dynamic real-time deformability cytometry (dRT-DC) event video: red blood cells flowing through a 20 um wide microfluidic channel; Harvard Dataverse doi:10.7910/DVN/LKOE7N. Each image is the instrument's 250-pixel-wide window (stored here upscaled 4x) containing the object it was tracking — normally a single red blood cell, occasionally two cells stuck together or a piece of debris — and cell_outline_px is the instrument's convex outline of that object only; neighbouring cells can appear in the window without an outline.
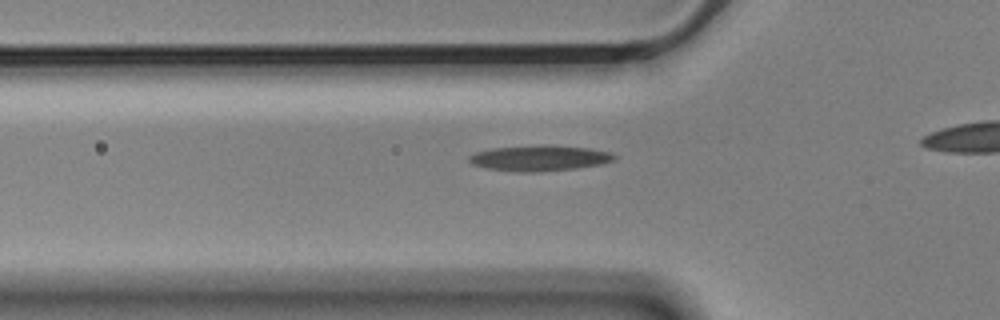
{"species": "Egyptian fruit bat (a non-hibernating species)", "species_latin": "Rousettus aegyptiacus", "temperature_condition": "cold", "stored_images_in_passage": 33, "segment_of_instrument_passage": [1, 2], "camera_frame_rate_fps": 3000, "um_per_image_px": 0.085, "animal": {"sex": "male"}, "frame": {"image": 1, "passage_image": 6, "time_ms": 1.667, "image_size_px": [1000, 320], "cell_outline_px": [[616, 160], [604, 164], [576, 168], [536, 172], [524, 172], [488, 168], [472, 164], [468, 160], [468, 156], [476, 152], [492, 148], [544, 144], [548, 144], [588, 148], [612, 152], [616, 156]], "centroid_in_image_um": [45.91, 13.42], "position_along_channel_um": 79.9, "area_um2": 21.85}}
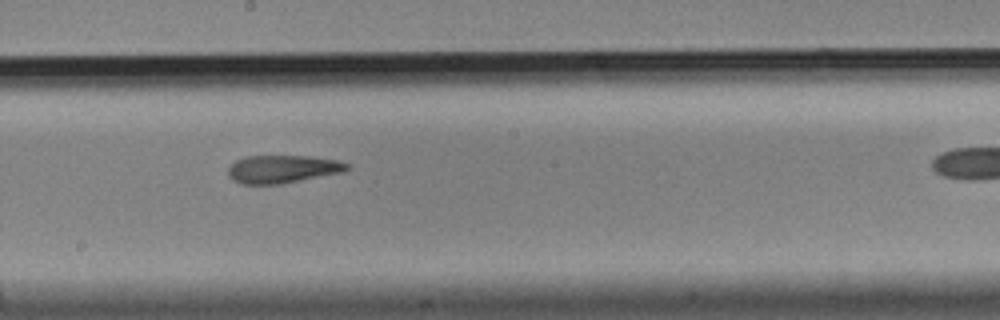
{"frame": {"image": 2, "passage_image": 18, "time_ms": 5.667, "image_size_px": [1000, 320], "cell_outline_px": [[352, 168], [344, 172], [280, 184], [240, 184], [232, 180], [228, 176], [228, 168], [236, 160], [244, 156], [312, 156], [340, 160], [352, 164]], "centroid_in_image_um": [24.07, 14.36], "position_along_channel_um": 224.1, "area_um2": 19.71}}
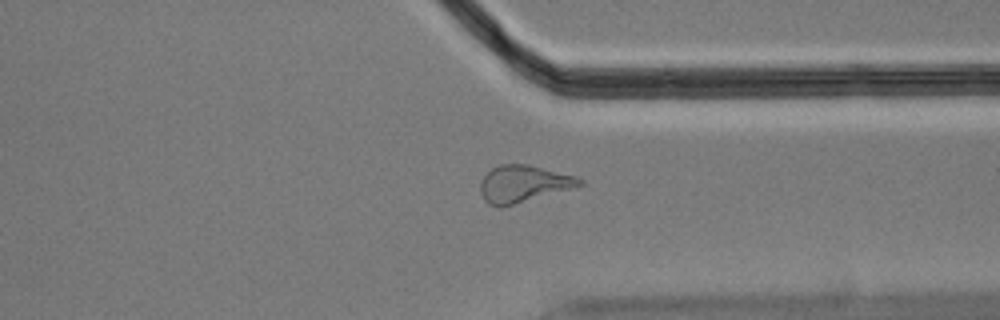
{"frame": {"image": 3, "passage_image": 30, "time_ms": 9.667, "image_size_px": [1000, 320], "cell_outline_px": [[584, 184], [500, 208], [496, 208], [488, 204], [484, 200], [480, 192], [480, 180], [492, 168], [500, 164], [528, 164], [576, 176], [584, 180]], "centroid_in_image_um": [44.43, 15.62], "position_along_channel_um": 367.0, "area_um2": 21.27}}